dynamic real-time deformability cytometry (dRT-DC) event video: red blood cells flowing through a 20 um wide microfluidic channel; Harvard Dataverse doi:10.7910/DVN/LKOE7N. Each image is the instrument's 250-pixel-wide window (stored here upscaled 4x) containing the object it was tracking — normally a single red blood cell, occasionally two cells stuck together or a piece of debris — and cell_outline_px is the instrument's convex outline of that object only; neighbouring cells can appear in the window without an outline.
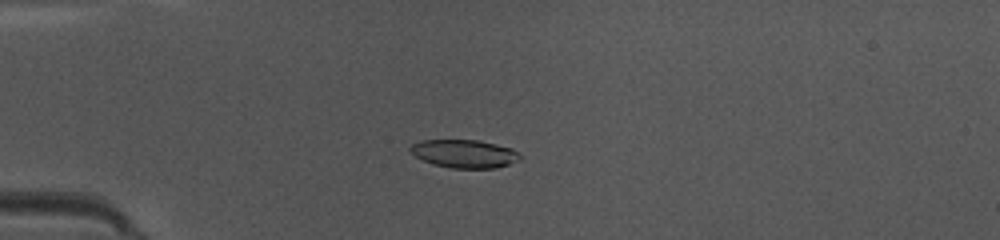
{"species": "common noctule bat (a hibernating species)", "species_latin": "Nyctalus noctula", "temperature_condition": "warm", "stored_images_in_passage": 49, "camera_frame_rate_fps": 3000, "um_per_image_px": 0.085, "animal": {"sex": "female", "body_mass_g": 10.0, "forearm_length_mm": 53.1}, "frame": {"image": 1, "passage_image": 14, "time_ms": 4.333, "image_size_px": [1000, 240], "cell_outline_px": [[524, 156], [520, 160], [496, 168], [452, 168], [432, 164], [416, 156], [408, 148], [412, 144], [424, 140], [480, 140], [512, 148]], "centroid_in_image_um": [39.52, 13.06], "position_along_channel_um": 45.5, "area_um2": 18.03}}
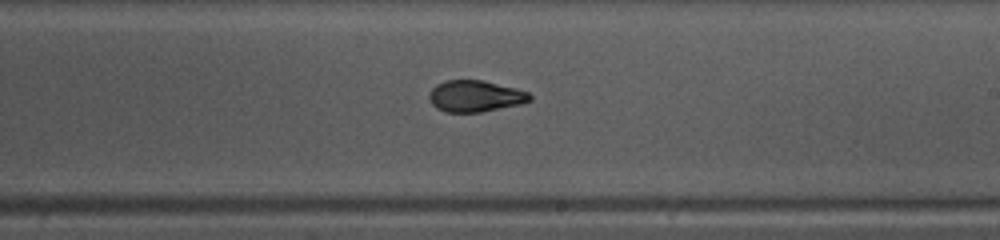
{"frame": {"image": 2, "passage_image": 30, "time_ms": 9.667, "image_size_px": [1000, 240], "cell_outline_px": [[532, 100], [520, 104], [480, 112], [444, 112], [436, 108], [432, 104], [428, 96], [428, 92], [436, 84], [444, 80], [484, 80], [516, 88], [528, 92], [532, 96]], "centroid_in_image_um": [40.37, 8.16], "position_along_channel_um": 248.6, "area_um2": 18.61}}
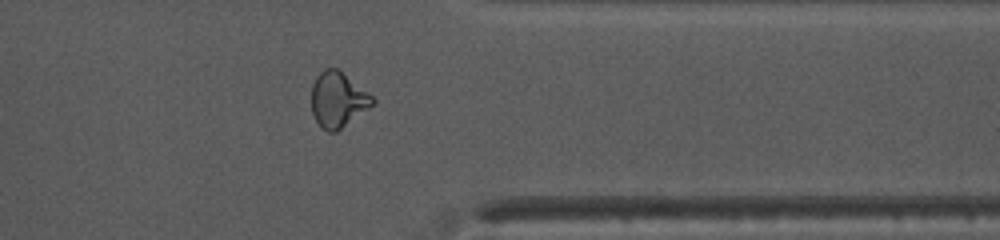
{"frame": {"image": 3, "passage_image": 40, "time_ms": 13.0, "image_size_px": [1000, 240], "cell_outline_px": [[376, 100], [368, 108], [336, 132], [328, 132], [320, 128], [312, 116], [312, 84], [316, 76], [324, 68], [336, 68], [372, 96]], "centroid_in_image_um": [28.66, 8.49], "position_along_channel_um": 382.7, "area_um2": 19.42}, "authors_computed_cell_mechanics": {"area_um2": 18.8428, "velocity_mm_per_s": 4.1587, "shape_relaxation_time_tau1_ms": 4.2618, "shape_relaxation_time_tau2_ms": 1.2685, "deformation_change_tau1": 0.1906, "deformation_change_tau2": 0.0492}}